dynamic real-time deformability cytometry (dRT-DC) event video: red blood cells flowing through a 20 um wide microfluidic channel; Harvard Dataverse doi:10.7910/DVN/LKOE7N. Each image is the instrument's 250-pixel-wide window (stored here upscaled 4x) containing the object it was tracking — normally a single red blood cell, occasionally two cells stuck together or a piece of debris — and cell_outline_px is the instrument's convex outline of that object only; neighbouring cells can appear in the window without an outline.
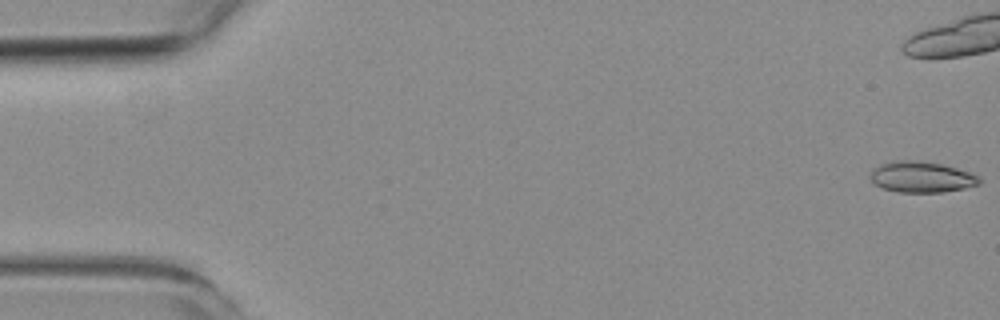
{"species": "common noctule bat (a hibernating species)", "species_latin": "Nyctalus noctula", "temperature_condition": "room temperature", "stored_images_in_passage": 7, "camera_frame_rate_fps": 3000, "um_per_image_px": 0.085, "animal": {"sex": "female", "body_mass_g": 19.3, "forearm_length_mm": 54.1}, "frame": {"image": 1, "passage_image": 1, "time_ms": 0.0, "image_size_px": [1000, 320], "cell_outline_px": [[980, 184], [964, 188], [940, 192], [900, 192], [884, 188], [872, 184], [868, 176], [880, 164], [896, 160], [912, 160], [940, 164], [956, 168], [980, 176]], "centroid_in_image_um": [78.3, 15.05], "position_along_channel_um": 6.7, "area_um2": 19.48}}